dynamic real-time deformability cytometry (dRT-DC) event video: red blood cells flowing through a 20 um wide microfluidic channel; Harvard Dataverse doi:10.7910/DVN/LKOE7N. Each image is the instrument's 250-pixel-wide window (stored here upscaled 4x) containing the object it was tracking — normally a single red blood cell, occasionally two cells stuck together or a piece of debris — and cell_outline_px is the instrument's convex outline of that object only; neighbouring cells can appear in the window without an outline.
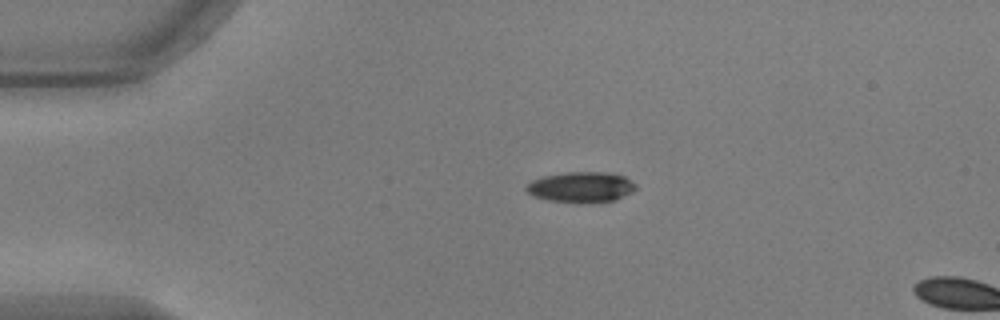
{"species": "common noctule bat (a hibernating species)", "species_latin": "Nyctalus noctula", "temperature_condition": "warm", "stored_images_in_passage": 3, "camera_frame_rate_fps": 3000, "um_per_image_px": 0.085, "animal": {"sex": "male", "body_mass_g": 17.9, "forearm_length_mm": 54.2}, "frame": {"image": 1, "passage_image": 1, "time_ms": 0.0, "image_size_px": [1000, 320], "cell_outline_px": [[636, 188], [632, 192], [616, 200], [592, 204], [576, 204], [548, 200], [532, 196], [524, 188], [524, 184], [532, 180], [544, 176], [568, 172], [608, 172], [624, 176], [636, 184]], "centroid_in_image_um": [49.38, 15.93], "position_along_channel_um": 35.6, "area_um2": 20.06}}